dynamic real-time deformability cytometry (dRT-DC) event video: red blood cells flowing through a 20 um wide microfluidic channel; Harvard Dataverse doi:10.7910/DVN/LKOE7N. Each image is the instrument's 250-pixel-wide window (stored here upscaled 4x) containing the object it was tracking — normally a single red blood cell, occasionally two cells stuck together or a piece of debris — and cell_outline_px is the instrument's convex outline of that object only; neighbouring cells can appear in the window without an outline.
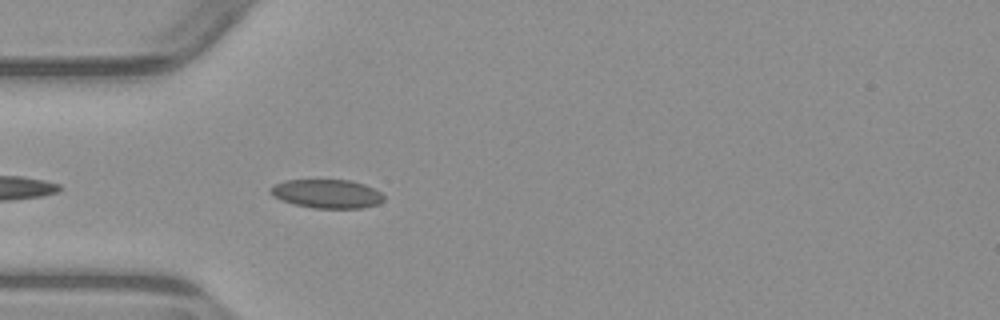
{"species": "common noctule bat (a hibernating species)", "species_latin": "Nyctalus noctula", "temperature_condition": "warm", "stored_images_in_passage": 4, "camera_frame_rate_fps": 3000, "um_per_image_px": 0.085, "animal": {"sex": "male", "body_mass_g": 23.1, "forearm_length_mm": 52.7}, "frame": {"image": 1, "passage_image": 4, "time_ms": 3.667, "image_size_px": [1000, 320], "cell_outline_px": [[384, 200], [376, 204], [364, 208], [312, 208], [292, 204], [280, 200], [272, 196], [268, 192], [276, 184], [284, 180], [348, 180], [364, 184], [380, 192], [384, 196]], "centroid_in_image_um": [27.76, 16.48], "position_along_channel_um": 57.2, "area_um2": 19.02}}